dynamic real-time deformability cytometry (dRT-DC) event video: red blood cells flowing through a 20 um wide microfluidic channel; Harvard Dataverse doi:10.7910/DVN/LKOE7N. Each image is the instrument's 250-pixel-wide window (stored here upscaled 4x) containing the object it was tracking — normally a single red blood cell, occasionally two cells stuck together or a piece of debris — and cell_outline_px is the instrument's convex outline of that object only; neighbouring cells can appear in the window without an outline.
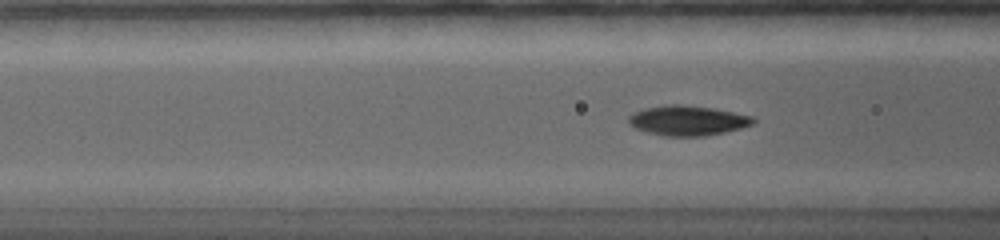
{"species": "common noctule bat (a hibernating species)", "species_latin": "Nyctalus noctula", "temperature_condition": "warm", "stored_images_in_passage": 81, "camera_frame_rate_fps": 5000, "um_per_image_px": 0.085, "animal": {"sex": "female", "body_mass_g": 19.0, "forearm_length_mm": 56.7}, "frame": {"image": 1, "passage_image": 27, "time_ms": 4.4, "image_size_px": [1000, 240], "cell_outline_px": [[756, 120], [752, 124], [740, 128], [708, 136], [664, 136], [648, 132], [636, 128], [628, 120], [628, 116], [636, 112], [648, 108], [704, 108], [752, 116]], "centroid_in_image_um": [58.49, 10.32], "position_along_channel_um": 108.1, "area_um2": 20.06}}
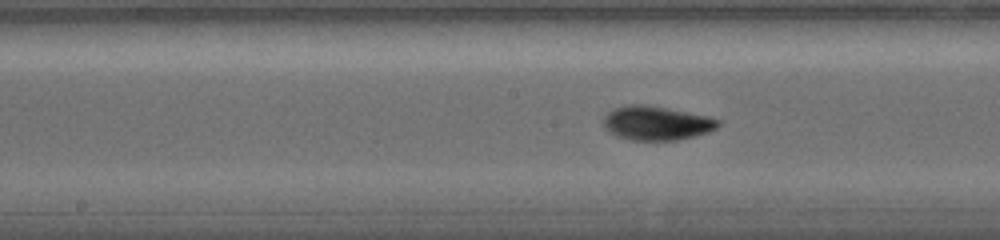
{"frame": {"image": 2, "passage_image": 39, "time_ms": 6.6, "image_size_px": [1000, 240], "cell_outline_px": [[720, 124], [716, 128], [708, 132], [696, 136], [680, 140], [628, 140], [616, 136], [608, 132], [604, 124], [604, 120], [608, 112], [616, 108], [660, 108], [720, 120]], "centroid_in_image_um": [55.81, 10.56], "position_along_channel_um": 192.4, "area_um2": 21.27}}
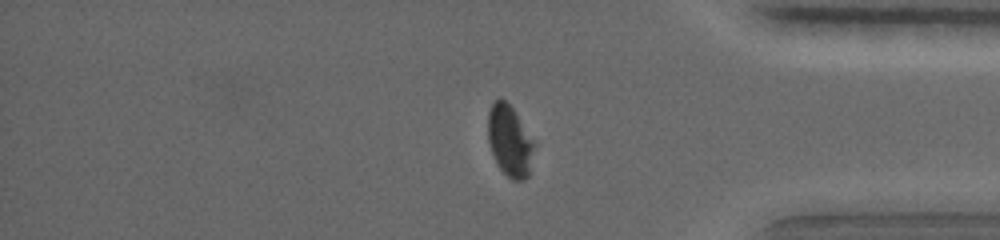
{"frame": {"image": 3, "passage_image": 68, "time_ms": 12.2, "image_size_px": [1000, 240], "cell_outline_px": [[536, 144], [528, 176], [524, 180], [512, 180], [500, 168], [492, 152], [488, 140], [488, 112], [492, 104], [500, 96], [512, 108], [536, 140]], "centroid_in_image_um": [43.36, 11.96], "position_along_channel_um": 391.8, "area_um2": 19.31}, "authors_computed_cell_mechanics": {"area_um2": 21.097, "velocity_mm_per_s": 3.8462, "shape_relaxation_time_tau1_ms": 3.642, "shape_relaxation_time_tau2_ms": 1.5718, "deformation_change_tau1": 0.1907, "deformation_change_tau2": 0.0603}}